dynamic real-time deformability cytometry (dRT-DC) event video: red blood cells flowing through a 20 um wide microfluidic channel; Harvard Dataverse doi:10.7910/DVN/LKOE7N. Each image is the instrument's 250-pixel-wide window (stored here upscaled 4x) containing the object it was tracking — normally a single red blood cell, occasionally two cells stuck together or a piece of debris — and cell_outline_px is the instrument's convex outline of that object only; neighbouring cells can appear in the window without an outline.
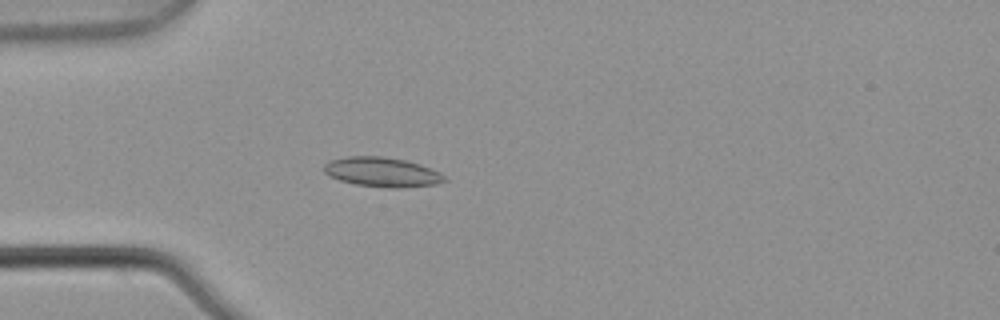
{"species": "common noctule bat (a hibernating species)", "species_latin": "Nyctalus noctula", "temperature_condition": "warm", "stored_images_in_passage": 5, "camera_frame_rate_fps": 3000, "um_per_image_px": 0.085, "animal": {"sex": "male", "body_mass_g": 21.5, "forearm_length_mm": 52.0}, "frame": {"image": 1, "passage_image": 5, "time_ms": 1.333, "image_size_px": [1000, 320], "cell_outline_px": [[448, 180], [436, 184], [404, 188], [388, 188], [356, 184], [340, 180], [324, 172], [324, 164], [328, 160], [348, 156], [380, 156], [404, 160], [420, 164], [440, 172]], "centroid_in_image_um": [32.49, 14.63], "position_along_channel_um": 52.5, "area_um2": 20.75}}